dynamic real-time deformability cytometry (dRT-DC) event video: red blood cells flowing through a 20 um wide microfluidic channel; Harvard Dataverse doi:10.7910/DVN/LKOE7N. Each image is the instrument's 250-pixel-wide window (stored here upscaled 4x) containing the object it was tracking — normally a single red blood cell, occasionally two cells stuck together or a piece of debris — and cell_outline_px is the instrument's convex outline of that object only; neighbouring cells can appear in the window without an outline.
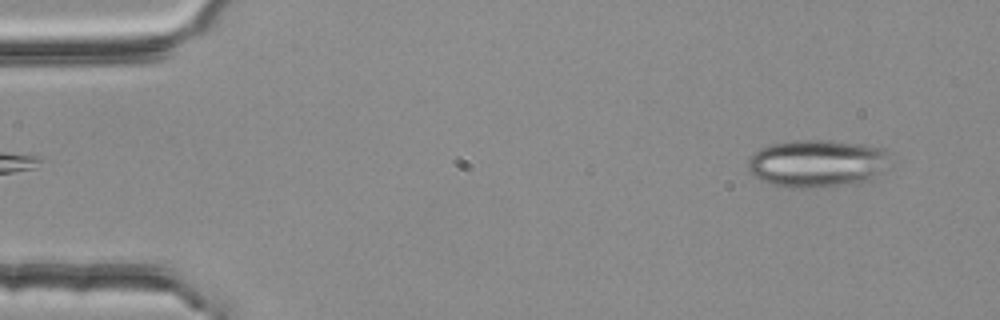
{"species": "common noctule bat (a hibernating species)", "species_latin": "Nyctalus noctula", "temperature_condition": "room temperature", "stored_images_in_passage": 4, "segment_of_instrument_passage": [2, 2], "camera_frame_rate_fps": 3000, "um_per_image_px": 0.085, "animal": {"sex": "female", "body_mass_g": 25.1}, "frame": {"image": 1, "passage_image": 4, "time_ms": 1.0, "image_size_px": [1000, 320], "cell_outline_px": [[888, 152], [872, 180], [820, 188], [788, 188], [768, 184], [760, 180], [748, 172], [748, 156], [760, 148], [772, 144], [796, 140], [828, 140], [860, 144], [884, 148]], "centroid_in_image_um": [69.31, 13.9], "position_along_channel_um": 15.7, "area_um2": 39.13}}